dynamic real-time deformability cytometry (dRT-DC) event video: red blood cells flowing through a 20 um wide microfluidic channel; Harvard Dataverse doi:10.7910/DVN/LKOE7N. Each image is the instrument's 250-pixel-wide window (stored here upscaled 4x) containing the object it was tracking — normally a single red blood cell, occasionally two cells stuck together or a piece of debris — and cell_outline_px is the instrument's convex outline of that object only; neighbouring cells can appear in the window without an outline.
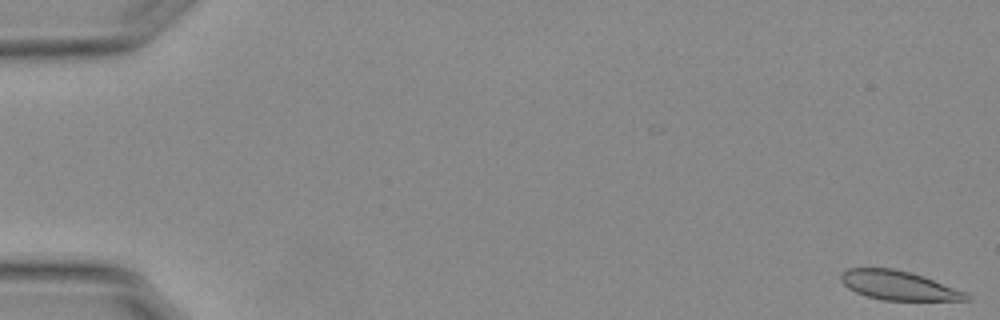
{"species": "Egyptian fruit bat (a non-hibernating species)", "species_latin": "Rousettus aegyptiacus", "temperature_condition": "warm", "stored_images_in_passage": 56, "camera_frame_rate_fps": 3000, "um_per_image_px": 0.085, "animal": {"sex": "female"}, "frame": {"image": 1, "passage_image": 1, "time_ms": 0.0, "image_size_px": [1000, 320], "cell_outline_px": [[972, 300], [884, 300], [868, 296], [856, 292], [848, 288], [840, 280], [840, 272], [848, 268], [892, 268], [924, 276], [964, 292], [972, 296]], "centroid_in_image_um": [76.35, 24.26], "position_along_channel_um": 8.7, "area_um2": 21.1}}
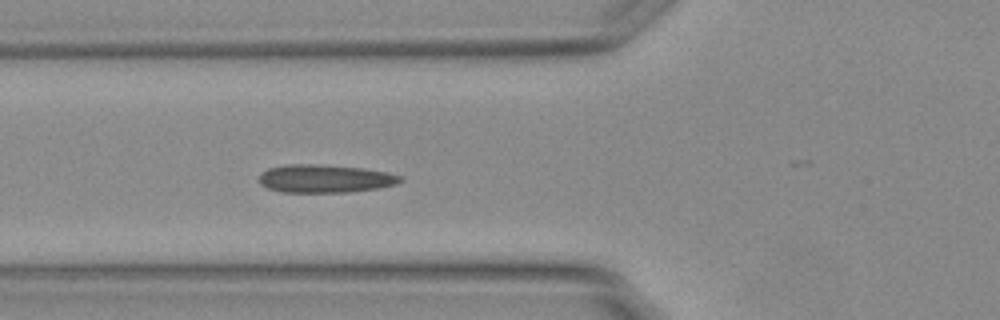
{"frame": {"image": 2, "passage_image": 21, "time_ms": 6.667, "image_size_px": [1000, 320], "cell_outline_px": [[404, 180], [396, 184], [380, 188], [348, 192], [280, 192], [268, 188], [260, 184], [260, 172], [268, 168], [288, 164], [316, 164], [364, 168], [388, 172], [404, 176]], "centroid_in_image_um": [27.66, 15.18], "position_along_channel_um": 98.1, "area_um2": 23.35}}
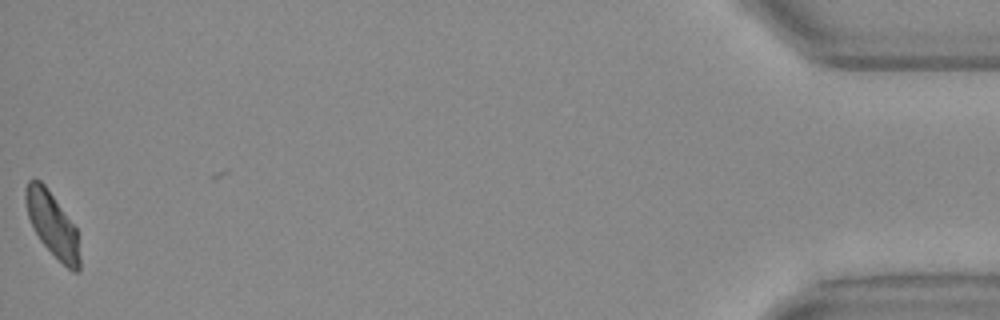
{"frame": {"image": 3, "passage_image": 55, "time_ms": 18.0, "image_size_px": [1000, 320], "cell_outline_px": [[80, 272], [72, 272], [40, 240], [28, 216], [24, 200], [24, 188], [28, 180], [32, 176], [40, 180], [44, 184], [76, 228], [80, 260]], "centroid_in_image_um": [4.42, 19.03], "position_along_channel_um": 430.8, "area_um2": 20.0}, "authors_computed_cell_mechanics": {"area_um2": 21.7039, "velocity_mm_per_s": 3.7599, "shape_relaxation_time_tau1_ms": null, "shape_relaxation_time_tau2_ms": 4.9429, "deformation_change_tau1": null, "deformation_change_tau2": 0.0931}}